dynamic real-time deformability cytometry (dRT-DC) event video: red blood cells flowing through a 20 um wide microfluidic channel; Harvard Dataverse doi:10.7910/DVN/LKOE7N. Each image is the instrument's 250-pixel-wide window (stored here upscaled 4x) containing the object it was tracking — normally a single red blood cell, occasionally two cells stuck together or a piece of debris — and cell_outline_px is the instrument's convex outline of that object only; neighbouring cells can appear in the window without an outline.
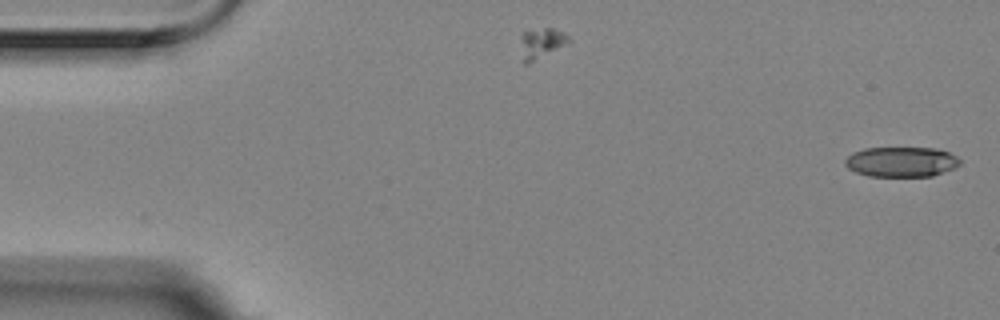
{"species": "Egyptian fruit bat (a non-hibernating species)", "species_latin": "Rousettus aegyptiacus", "temperature_condition": "room temperature", "stored_images_in_passage": 5, "camera_frame_rate_fps": 3000, "um_per_image_px": 0.085, "animal": {"sex": "female"}, "frame": {"image": 1, "passage_image": 1, "time_ms": 0.0, "image_size_px": [1000, 320], "cell_outline_px": [[960, 164], [952, 168], [932, 176], [868, 176], [856, 172], [848, 168], [844, 164], [844, 160], [852, 152], [864, 148], [936, 148], [948, 152], [956, 156], [960, 160]], "centroid_in_image_um": [76.57, 13.75], "position_along_channel_um": 8.4, "area_um2": 20.06}}
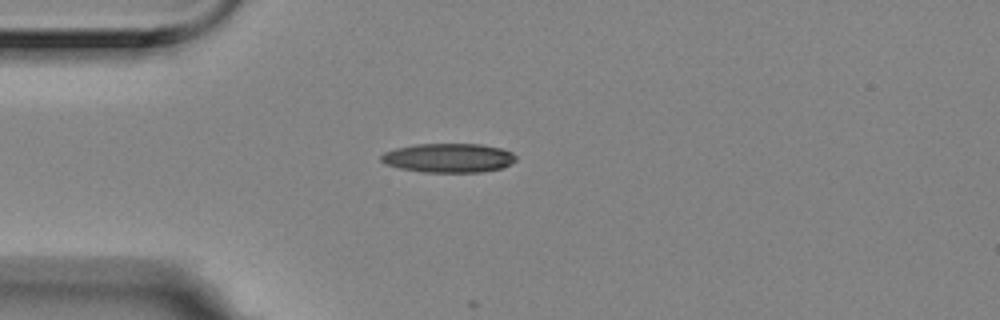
{"frame": {"image": 2, "passage_image": 5, "time_ms": 1.333, "image_size_px": [1000, 320], "cell_outline_px": [[516, 160], [500, 168], [480, 172], [424, 172], [400, 168], [384, 164], [380, 160], [380, 156], [384, 152], [396, 148], [416, 144], [480, 144], [500, 148], [512, 152], [516, 156]], "centroid_in_image_um": [38.09, 13.42], "position_along_channel_um": 46.9, "area_um2": 22.77}}